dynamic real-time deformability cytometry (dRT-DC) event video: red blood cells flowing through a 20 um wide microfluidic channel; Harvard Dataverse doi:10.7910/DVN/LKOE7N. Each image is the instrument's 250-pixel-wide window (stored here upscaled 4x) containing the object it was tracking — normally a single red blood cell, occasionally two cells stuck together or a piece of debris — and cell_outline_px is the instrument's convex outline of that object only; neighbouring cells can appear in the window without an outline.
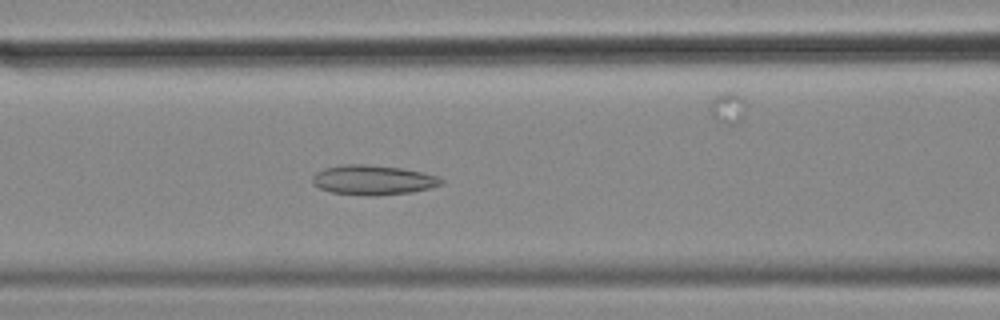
{"species": "common noctule bat (a hibernating species)", "species_latin": "Nyctalus noctula", "temperature_condition": "cold", "stored_images_in_passage": 38, "camera_frame_rate_fps": 3000, "um_per_image_px": 0.085, "animal": {"sex": "female", "body_mass_g": 18.4}, "frame": {"image": 1, "passage_image": 11, "time_ms": 3.333, "image_size_px": [1000, 320], "cell_outline_px": [[444, 184], [412, 192], [376, 196], [368, 196], [332, 192], [320, 188], [312, 184], [312, 176], [316, 172], [324, 168], [344, 164], [368, 164], [400, 168], [420, 172], [436, 176], [444, 180]], "centroid_in_image_um": [31.68, 15.3], "position_along_channel_um": 134.9, "area_um2": 22.31}}
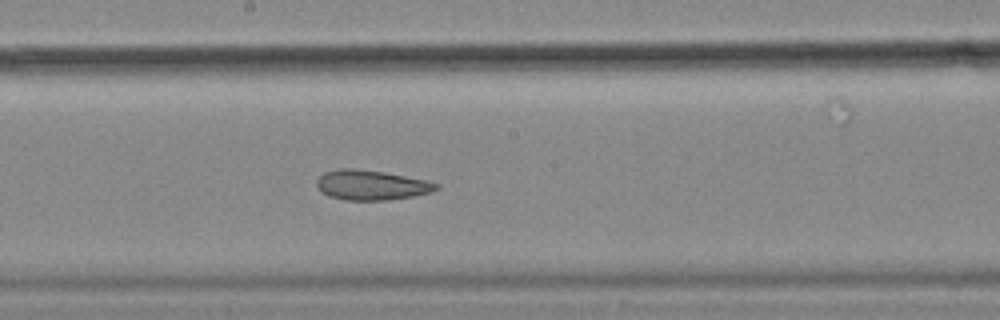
{"frame": {"image": 2, "passage_image": 18, "time_ms": 5.667, "image_size_px": [1000, 320], "cell_outline_px": [[440, 188], [432, 192], [412, 196], [388, 200], [348, 200], [328, 196], [316, 184], [316, 180], [324, 172], [340, 168], [352, 168], [384, 172], [424, 180], [440, 184]], "centroid_in_image_um": [31.57, 15.73], "position_along_channel_um": 216.6, "area_um2": 20.63}}
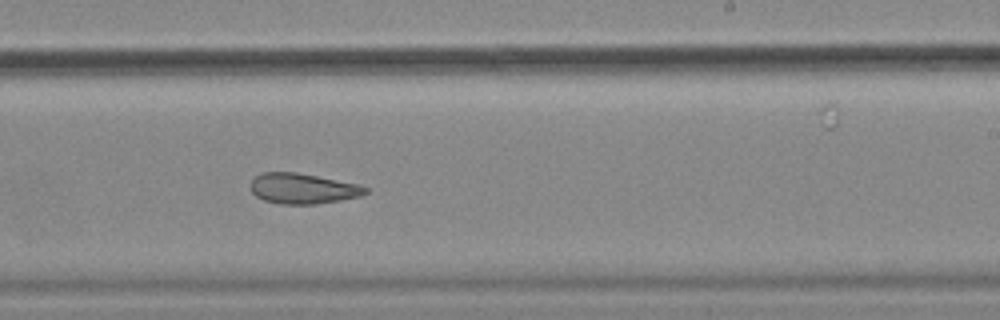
{"frame": {"image": 3, "passage_image": 22, "time_ms": 7.0, "image_size_px": [1000, 320], "cell_outline_px": [[368, 192], [360, 196], [340, 200], [316, 204], [280, 204], [264, 200], [256, 196], [252, 192], [252, 180], [260, 172], [296, 172], [356, 184], [368, 188]], "centroid_in_image_um": [25.72, 16.03], "position_along_channel_um": 263.3, "area_um2": 20.11}, "authors_computed_cell_mechanics": {"area_um2": 21.7328, "velocity_mm_per_s": 3.5171, "shape_relaxation_time_tau1_ms": null, "shape_relaxation_time_tau2_ms": 3.9595, "deformation_change_tau1": null, "deformation_change_tau2": 0.1189}}